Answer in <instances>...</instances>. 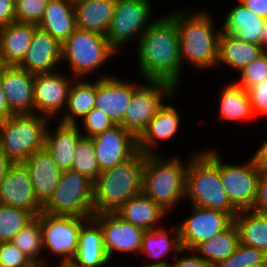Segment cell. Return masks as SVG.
<instances>
[{"instance_id":"8d00e7d4","label":"cell","mask_w":267,"mask_h":267,"mask_svg":"<svg viewBox=\"0 0 267 267\" xmlns=\"http://www.w3.org/2000/svg\"><path fill=\"white\" fill-rule=\"evenodd\" d=\"M71 170L88 177L93 182L100 174L94 143L91 137H82L72 158Z\"/></svg>"},{"instance_id":"d4e9b609","label":"cell","mask_w":267,"mask_h":267,"mask_svg":"<svg viewBox=\"0 0 267 267\" xmlns=\"http://www.w3.org/2000/svg\"><path fill=\"white\" fill-rule=\"evenodd\" d=\"M37 27L15 21L0 28V65L18 66L23 61Z\"/></svg>"},{"instance_id":"11a10c76","label":"cell","mask_w":267,"mask_h":267,"mask_svg":"<svg viewBox=\"0 0 267 267\" xmlns=\"http://www.w3.org/2000/svg\"><path fill=\"white\" fill-rule=\"evenodd\" d=\"M57 264V265H56ZM53 263V266L52 265H48V264H46V265H44V266H41V267H54V265H55V267H74L71 263Z\"/></svg>"},{"instance_id":"f907efd6","label":"cell","mask_w":267,"mask_h":267,"mask_svg":"<svg viewBox=\"0 0 267 267\" xmlns=\"http://www.w3.org/2000/svg\"><path fill=\"white\" fill-rule=\"evenodd\" d=\"M214 267H244L242 260V243H239L236 250L226 259Z\"/></svg>"},{"instance_id":"816d5d0a","label":"cell","mask_w":267,"mask_h":267,"mask_svg":"<svg viewBox=\"0 0 267 267\" xmlns=\"http://www.w3.org/2000/svg\"><path fill=\"white\" fill-rule=\"evenodd\" d=\"M12 115H14V113L9 109L6 96L4 94V91L2 89V85L0 82V120L6 119Z\"/></svg>"},{"instance_id":"5bb4252c","label":"cell","mask_w":267,"mask_h":267,"mask_svg":"<svg viewBox=\"0 0 267 267\" xmlns=\"http://www.w3.org/2000/svg\"><path fill=\"white\" fill-rule=\"evenodd\" d=\"M92 218L102 230L103 244L112 263L115 260L114 256L119 252L126 256L131 253L141 256L140 251L146 230L121 219L116 213L93 214Z\"/></svg>"},{"instance_id":"4316f807","label":"cell","mask_w":267,"mask_h":267,"mask_svg":"<svg viewBox=\"0 0 267 267\" xmlns=\"http://www.w3.org/2000/svg\"><path fill=\"white\" fill-rule=\"evenodd\" d=\"M115 213L121 219L146 231L163 227L161 224L164 218L170 214L143 192L130 198Z\"/></svg>"},{"instance_id":"484cf974","label":"cell","mask_w":267,"mask_h":267,"mask_svg":"<svg viewBox=\"0 0 267 267\" xmlns=\"http://www.w3.org/2000/svg\"><path fill=\"white\" fill-rule=\"evenodd\" d=\"M54 129L49 125L46 133L45 149L51 155L58 167L64 171L71 169L72 158L77 144L83 137L77 124L54 122Z\"/></svg>"},{"instance_id":"d590c367","label":"cell","mask_w":267,"mask_h":267,"mask_svg":"<svg viewBox=\"0 0 267 267\" xmlns=\"http://www.w3.org/2000/svg\"><path fill=\"white\" fill-rule=\"evenodd\" d=\"M11 242L36 266H44L45 255L43 253L40 214L24 226Z\"/></svg>"},{"instance_id":"ffe728a7","label":"cell","mask_w":267,"mask_h":267,"mask_svg":"<svg viewBox=\"0 0 267 267\" xmlns=\"http://www.w3.org/2000/svg\"><path fill=\"white\" fill-rule=\"evenodd\" d=\"M0 82L9 109L14 114L34 113V74L18 66L0 65Z\"/></svg>"},{"instance_id":"ba28073f","label":"cell","mask_w":267,"mask_h":267,"mask_svg":"<svg viewBox=\"0 0 267 267\" xmlns=\"http://www.w3.org/2000/svg\"><path fill=\"white\" fill-rule=\"evenodd\" d=\"M93 184L77 171H62L60 181L43 211L52 215L92 217Z\"/></svg>"},{"instance_id":"f1b7e54d","label":"cell","mask_w":267,"mask_h":267,"mask_svg":"<svg viewBox=\"0 0 267 267\" xmlns=\"http://www.w3.org/2000/svg\"><path fill=\"white\" fill-rule=\"evenodd\" d=\"M228 10L221 26L222 32L246 43L260 45L265 19L245 7L241 2Z\"/></svg>"},{"instance_id":"7402d4cb","label":"cell","mask_w":267,"mask_h":267,"mask_svg":"<svg viewBox=\"0 0 267 267\" xmlns=\"http://www.w3.org/2000/svg\"><path fill=\"white\" fill-rule=\"evenodd\" d=\"M182 250L177 224L171 229L168 227L166 229L165 226L147 230L143 236L140 251V254L145 256L141 258L144 261L143 267H168L171 261L167 255H172L174 259Z\"/></svg>"},{"instance_id":"4dcf8cb0","label":"cell","mask_w":267,"mask_h":267,"mask_svg":"<svg viewBox=\"0 0 267 267\" xmlns=\"http://www.w3.org/2000/svg\"><path fill=\"white\" fill-rule=\"evenodd\" d=\"M75 78L71 84L67 104L58 119L65 124H77L85 115L95 108L97 78ZM94 80V81H93Z\"/></svg>"},{"instance_id":"db71d44e","label":"cell","mask_w":267,"mask_h":267,"mask_svg":"<svg viewBox=\"0 0 267 267\" xmlns=\"http://www.w3.org/2000/svg\"><path fill=\"white\" fill-rule=\"evenodd\" d=\"M263 52L267 53V19L265 20L264 26H263V32L261 35V43H260Z\"/></svg>"},{"instance_id":"f6af8a7d","label":"cell","mask_w":267,"mask_h":267,"mask_svg":"<svg viewBox=\"0 0 267 267\" xmlns=\"http://www.w3.org/2000/svg\"><path fill=\"white\" fill-rule=\"evenodd\" d=\"M251 210L267 214V172H262L260 175L257 197Z\"/></svg>"},{"instance_id":"7bdbcfd3","label":"cell","mask_w":267,"mask_h":267,"mask_svg":"<svg viewBox=\"0 0 267 267\" xmlns=\"http://www.w3.org/2000/svg\"><path fill=\"white\" fill-rule=\"evenodd\" d=\"M254 116L267 117V79L247 89Z\"/></svg>"},{"instance_id":"d6986e66","label":"cell","mask_w":267,"mask_h":267,"mask_svg":"<svg viewBox=\"0 0 267 267\" xmlns=\"http://www.w3.org/2000/svg\"><path fill=\"white\" fill-rule=\"evenodd\" d=\"M181 118L179 111L167 100L137 137V149L147 155L161 154L158 146L178 135Z\"/></svg>"},{"instance_id":"9c48e42d","label":"cell","mask_w":267,"mask_h":267,"mask_svg":"<svg viewBox=\"0 0 267 267\" xmlns=\"http://www.w3.org/2000/svg\"><path fill=\"white\" fill-rule=\"evenodd\" d=\"M91 217L52 215L40 213L44 265L48 264V256L55 255L60 263H70L78 249L79 232L82 225ZM49 254V255H48ZM47 261V262H46Z\"/></svg>"},{"instance_id":"e0dca14e","label":"cell","mask_w":267,"mask_h":267,"mask_svg":"<svg viewBox=\"0 0 267 267\" xmlns=\"http://www.w3.org/2000/svg\"><path fill=\"white\" fill-rule=\"evenodd\" d=\"M91 138L100 171L127 161L138 151L137 138L122 125H114Z\"/></svg>"},{"instance_id":"d6a6232c","label":"cell","mask_w":267,"mask_h":267,"mask_svg":"<svg viewBox=\"0 0 267 267\" xmlns=\"http://www.w3.org/2000/svg\"><path fill=\"white\" fill-rule=\"evenodd\" d=\"M219 94L220 103L216 113L222 123H229V121L236 123L255 118L246 89L229 81Z\"/></svg>"},{"instance_id":"3957f363","label":"cell","mask_w":267,"mask_h":267,"mask_svg":"<svg viewBox=\"0 0 267 267\" xmlns=\"http://www.w3.org/2000/svg\"><path fill=\"white\" fill-rule=\"evenodd\" d=\"M185 199L190 205L221 210L232 218L238 213L222 186L220 154L215 148L199 150L190 159L186 173Z\"/></svg>"},{"instance_id":"83f0119b","label":"cell","mask_w":267,"mask_h":267,"mask_svg":"<svg viewBox=\"0 0 267 267\" xmlns=\"http://www.w3.org/2000/svg\"><path fill=\"white\" fill-rule=\"evenodd\" d=\"M117 0H74L76 28L106 36Z\"/></svg>"},{"instance_id":"8fae6325","label":"cell","mask_w":267,"mask_h":267,"mask_svg":"<svg viewBox=\"0 0 267 267\" xmlns=\"http://www.w3.org/2000/svg\"><path fill=\"white\" fill-rule=\"evenodd\" d=\"M152 12L150 0H117L114 16L106 34L109 47L117 54L133 38L137 43L138 38L156 19L152 17Z\"/></svg>"},{"instance_id":"ab89813d","label":"cell","mask_w":267,"mask_h":267,"mask_svg":"<svg viewBox=\"0 0 267 267\" xmlns=\"http://www.w3.org/2000/svg\"><path fill=\"white\" fill-rule=\"evenodd\" d=\"M49 0H15V21L38 25Z\"/></svg>"},{"instance_id":"2e32d148","label":"cell","mask_w":267,"mask_h":267,"mask_svg":"<svg viewBox=\"0 0 267 267\" xmlns=\"http://www.w3.org/2000/svg\"><path fill=\"white\" fill-rule=\"evenodd\" d=\"M0 204L31 212L37 217L43 206L37 201L30 174L23 163H12L0 184Z\"/></svg>"},{"instance_id":"ee69618b","label":"cell","mask_w":267,"mask_h":267,"mask_svg":"<svg viewBox=\"0 0 267 267\" xmlns=\"http://www.w3.org/2000/svg\"><path fill=\"white\" fill-rule=\"evenodd\" d=\"M168 267H213V266L208 261L200 258L194 251L183 249L174 258V260L173 259L171 260V263L169 264Z\"/></svg>"},{"instance_id":"b9f144b4","label":"cell","mask_w":267,"mask_h":267,"mask_svg":"<svg viewBox=\"0 0 267 267\" xmlns=\"http://www.w3.org/2000/svg\"><path fill=\"white\" fill-rule=\"evenodd\" d=\"M0 267H36L11 241L0 242Z\"/></svg>"},{"instance_id":"9a60e30c","label":"cell","mask_w":267,"mask_h":267,"mask_svg":"<svg viewBox=\"0 0 267 267\" xmlns=\"http://www.w3.org/2000/svg\"><path fill=\"white\" fill-rule=\"evenodd\" d=\"M67 74V75H66ZM75 77L68 73L35 74L33 82L34 114L55 120L64 111L68 93Z\"/></svg>"},{"instance_id":"9f6ffc18","label":"cell","mask_w":267,"mask_h":267,"mask_svg":"<svg viewBox=\"0 0 267 267\" xmlns=\"http://www.w3.org/2000/svg\"><path fill=\"white\" fill-rule=\"evenodd\" d=\"M249 267H267V263H258V264H253Z\"/></svg>"},{"instance_id":"8992f818","label":"cell","mask_w":267,"mask_h":267,"mask_svg":"<svg viewBox=\"0 0 267 267\" xmlns=\"http://www.w3.org/2000/svg\"><path fill=\"white\" fill-rule=\"evenodd\" d=\"M53 120L40 114H14L0 120V150L12 163H23L44 149ZM50 122V123H49Z\"/></svg>"},{"instance_id":"277c9868","label":"cell","mask_w":267,"mask_h":267,"mask_svg":"<svg viewBox=\"0 0 267 267\" xmlns=\"http://www.w3.org/2000/svg\"><path fill=\"white\" fill-rule=\"evenodd\" d=\"M199 151H193L183 161L180 156L146 154L143 168L142 192L169 213L185 201L186 173L190 159ZM181 201V203H179Z\"/></svg>"},{"instance_id":"603a6c76","label":"cell","mask_w":267,"mask_h":267,"mask_svg":"<svg viewBox=\"0 0 267 267\" xmlns=\"http://www.w3.org/2000/svg\"><path fill=\"white\" fill-rule=\"evenodd\" d=\"M23 164L30 174L35 197L44 206L52 197L62 170L45 148L34 152Z\"/></svg>"},{"instance_id":"c3c4849f","label":"cell","mask_w":267,"mask_h":267,"mask_svg":"<svg viewBox=\"0 0 267 267\" xmlns=\"http://www.w3.org/2000/svg\"><path fill=\"white\" fill-rule=\"evenodd\" d=\"M255 151L250 157L261 172H267V139Z\"/></svg>"},{"instance_id":"74e56055","label":"cell","mask_w":267,"mask_h":267,"mask_svg":"<svg viewBox=\"0 0 267 267\" xmlns=\"http://www.w3.org/2000/svg\"><path fill=\"white\" fill-rule=\"evenodd\" d=\"M34 218L35 216L27 210L0 204V242L12 241Z\"/></svg>"},{"instance_id":"52a82bcc","label":"cell","mask_w":267,"mask_h":267,"mask_svg":"<svg viewBox=\"0 0 267 267\" xmlns=\"http://www.w3.org/2000/svg\"><path fill=\"white\" fill-rule=\"evenodd\" d=\"M114 55L116 53L109 47L106 36L76 28L62 43L61 63L69 64V75L75 78L85 79L90 73L95 77L97 75V78H104L111 75L105 72L98 76V71Z\"/></svg>"},{"instance_id":"f546056e","label":"cell","mask_w":267,"mask_h":267,"mask_svg":"<svg viewBox=\"0 0 267 267\" xmlns=\"http://www.w3.org/2000/svg\"><path fill=\"white\" fill-rule=\"evenodd\" d=\"M261 45L246 43L233 35L222 32L218 41L217 66H227L236 73L263 54Z\"/></svg>"},{"instance_id":"30bf717a","label":"cell","mask_w":267,"mask_h":267,"mask_svg":"<svg viewBox=\"0 0 267 267\" xmlns=\"http://www.w3.org/2000/svg\"><path fill=\"white\" fill-rule=\"evenodd\" d=\"M177 88L169 82L160 80H142L134 90L131 101L122 120V126L136 138L145 129L165 100L172 98Z\"/></svg>"},{"instance_id":"bcb514c9","label":"cell","mask_w":267,"mask_h":267,"mask_svg":"<svg viewBox=\"0 0 267 267\" xmlns=\"http://www.w3.org/2000/svg\"><path fill=\"white\" fill-rule=\"evenodd\" d=\"M242 260L244 267L258 263H267V254L262 250L242 244Z\"/></svg>"},{"instance_id":"5b68a950","label":"cell","mask_w":267,"mask_h":267,"mask_svg":"<svg viewBox=\"0 0 267 267\" xmlns=\"http://www.w3.org/2000/svg\"><path fill=\"white\" fill-rule=\"evenodd\" d=\"M146 154L137 151L127 161L103 170L93 184V210L115 213L130 198L142 192Z\"/></svg>"},{"instance_id":"1f68e13d","label":"cell","mask_w":267,"mask_h":267,"mask_svg":"<svg viewBox=\"0 0 267 267\" xmlns=\"http://www.w3.org/2000/svg\"><path fill=\"white\" fill-rule=\"evenodd\" d=\"M38 27L62 44L76 29L74 1L49 0Z\"/></svg>"},{"instance_id":"f5cc1de1","label":"cell","mask_w":267,"mask_h":267,"mask_svg":"<svg viewBox=\"0 0 267 267\" xmlns=\"http://www.w3.org/2000/svg\"><path fill=\"white\" fill-rule=\"evenodd\" d=\"M12 162L0 150V184L3 182L7 169Z\"/></svg>"},{"instance_id":"cb8c5ba5","label":"cell","mask_w":267,"mask_h":267,"mask_svg":"<svg viewBox=\"0 0 267 267\" xmlns=\"http://www.w3.org/2000/svg\"><path fill=\"white\" fill-rule=\"evenodd\" d=\"M74 267H105L111 264L99 224L91 217L81 227L78 249L70 262Z\"/></svg>"},{"instance_id":"681fc988","label":"cell","mask_w":267,"mask_h":267,"mask_svg":"<svg viewBox=\"0 0 267 267\" xmlns=\"http://www.w3.org/2000/svg\"><path fill=\"white\" fill-rule=\"evenodd\" d=\"M249 10L263 19H267V0H238Z\"/></svg>"},{"instance_id":"f35d334b","label":"cell","mask_w":267,"mask_h":267,"mask_svg":"<svg viewBox=\"0 0 267 267\" xmlns=\"http://www.w3.org/2000/svg\"><path fill=\"white\" fill-rule=\"evenodd\" d=\"M238 74L240 79L237 78V81L235 79L233 82L246 90L267 79V53L264 52L260 57L241 69Z\"/></svg>"},{"instance_id":"7a4b0ae2","label":"cell","mask_w":267,"mask_h":267,"mask_svg":"<svg viewBox=\"0 0 267 267\" xmlns=\"http://www.w3.org/2000/svg\"><path fill=\"white\" fill-rule=\"evenodd\" d=\"M189 5L169 11L168 14L176 21L180 43V57L183 65L193 66L200 70L215 69L218 60V41L220 29H215V22L210 12L191 10Z\"/></svg>"},{"instance_id":"e575fe53","label":"cell","mask_w":267,"mask_h":267,"mask_svg":"<svg viewBox=\"0 0 267 267\" xmlns=\"http://www.w3.org/2000/svg\"><path fill=\"white\" fill-rule=\"evenodd\" d=\"M239 232L234 222L214 238L200 243L193 251L213 267L226 260L239 245Z\"/></svg>"},{"instance_id":"6da1fadb","label":"cell","mask_w":267,"mask_h":267,"mask_svg":"<svg viewBox=\"0 0 267 267\" xmlns=\"http://www.w3.org/2000/svg\"><path fill=\"white\" fill-rule=\"evenodd\" d=\"M135 45L140 80L166 81L178 89L184 73L176 21L168 13L156 17Z\"/></svg>"},{"instance_id":"7c38bea8","label":"cell","mask_w":267,"mask_h":267,"mask_svg":"<svg viewBox=\"0 0 267 267\" xmlns=\"http://www.w3.org/2000/svg\"><path fill=\"white\" fill-rule=\"evenodd\" d=\"M221 158L220 177L229 201L238 211L252 209L262 172L251 157L240 165L237 162L224 163Z\"/></svg>"},{"instance_id":"4fadbf2b","label":"cell","mask_w":267,"mask_h":267,"mask_svg":"<svg viewBox=\"0 0 267 267\" xmlns=\"http://www.w3.org/2000/svg\"><path fill=\"white\" fill-rule=\"evenodd\" d=\"M190 216L177 222L182 248L193 251L200 243L222 233L233 218L224 211L190 206Z\"/></svg>"},{"instance_id":"44dd1931","label":"cell","mask_w":267,"mask_h":267,"mask_svg":"<svg viewBox=\"0 0 267 267\" xmlns=\"http://www.w3.org/2000/svg\"><path fill=\"white\" fill-rule=\"evenodd\" d=\"M62 44L39 27L19 68L31 74L53 73L61 66Z\"/></svg>"},{"instance_id":"60d3db41","label":"cell","mask_w":267,"mask_h":267,"mask_svg":"<svg viewBox=\"0 0 267 267\" xmlns=\"http://www.w3.org/2000/svg\"><path fill=\"white\" fill-rule=\"evenodd\" d=\"M78 122V128L84 137H93L99 133H103L106 130L111 129L115 124L110 120L109 116L97 108H93L87 115H85Z\"/></svg>"},{"instance_id":"836d02e7","label":"cell","mask_w":267,"mask_h":267,"mask_svg":"<svg viewBox=\"0 0 267 267\" xmlns=\"http://www.w3.org/2000/svg\"><path fill=\"white\" fill-rule=\"evenodd\" d=\"M233 222L238 228L240 243L267 254V214L240 210Z\"/></svg>"},{"instance_id":"7dc6e473","label":"cell","mask_w":267,"mask_h":267,"mask_svg":"<svg viewBox=\"0 0 267 267\" xmlns=\"http://www.w3.org/2000/svg\"><path fill=\"white\" fill-rule=\"evenodd\" d=\"M15 22V0H0V28Z\"/></svg>"},{"instance_id":"ac0fdd59","label":"cell","mask_w":267,"mask_h":267,"mask_svg":"<svg viewBox=\"0 0 267 267\" xmlns=\"http://www.w3.org/2000/svg\"><path fill=\"white\" fill-rule=\"evenodd\" d=\"M114 76L97 79L95 108L107 114L115 125H122L134 90L141 82L124 80Z\"/></svg>"}]
</instances>
